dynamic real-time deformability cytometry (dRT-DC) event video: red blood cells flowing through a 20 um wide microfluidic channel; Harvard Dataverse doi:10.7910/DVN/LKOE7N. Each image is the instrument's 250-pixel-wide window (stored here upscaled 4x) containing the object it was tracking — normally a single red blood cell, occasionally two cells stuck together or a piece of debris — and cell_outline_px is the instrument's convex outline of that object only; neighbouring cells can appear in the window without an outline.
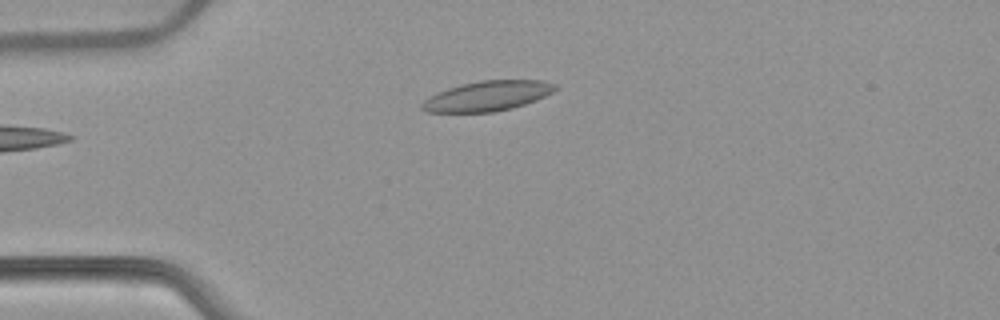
{"species": "common noctule bat (a hibernating species)", "species_latin": "Nyctalus noctula", "temperature_condition": "warm", "stored_images_in_passage": 36, "camera_frame_rate_fps": 3000, "um_per_image_px": 0.085, "animal": {"sex": "female", "body_mass_g": 22.7, "forearm_length_mm": 54.2}, "frame": {"image": 1, "passage_image": 1, "time_ms": 0.0, "image_size_px": [1000, 320], "cell_outline_px": [[556, 88], [552, 92], [536, 100], [512, 108], [496, 112], [424, 112], [420, 108], [420, 104], [424, 100], [448, 88], [460, 84], [480, 80], [544, 80], [556, 84]], "centroid_in_image_um": [41.43, 8.16], "position_along_channel_um": 43.6, "area_um2": 23.24}}
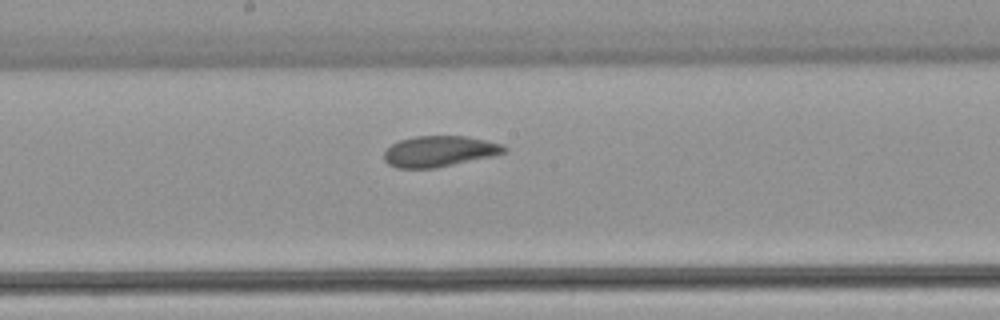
{"frame": {"image": 2, "passage_image": 16, "time_ms": 5.0, "image_size_px": [1000, 320], "cell_outline_px": [[508, 148], [504, 152], [492, 156], [436, 168], [396, 168], [388, 164], [384, 160], [384, 152], [392, 144], [400, 140], [416, 136], [464, 136], [504, 144]], "centroid_in_image_um": [37.33, 12.86], "position_along_channel_um": 210.9, "area_um2": 21.5}}
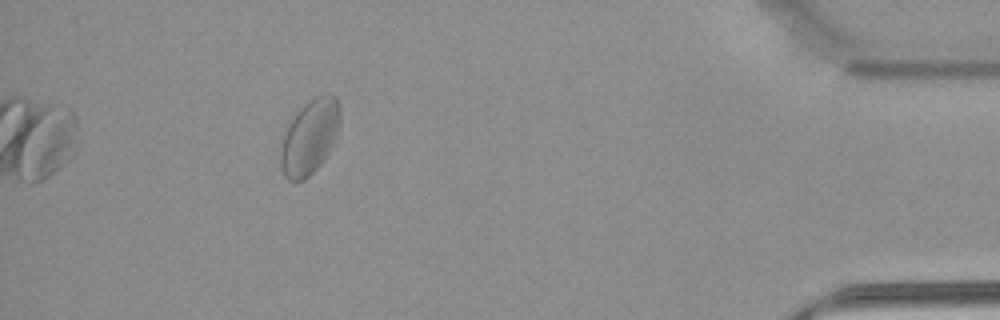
{"frame": {"image": 3, "passage_image": 36, "time_ms": 11.667, "image_size_px": [1000, 320], "cell_outline_px": [[340, 124], [336, 136], [324, 160], [304, 180], [288, 180], [284, 176], [280, 168], [280, 148], [288, 124], [300, 108], [304, 104], [316, 96], [336, 96], [340, 108]], "centroid_in_image_um": [26.31, 11.66], "position_along_channel_um": 408.9, "area_um2": 25.61}, "authors_computed_cell_mechanics": {"area_um2": 22.7154, "velocity_mm_per_s": 3.8012, "shape_relaxation_time_tau1_ms": 8.2701, "shape_relaxation_time_tau2_ms": 1.7299, "deformation_change_tau1": 0.1376, "deformation_change_tau2": 0.0543}}